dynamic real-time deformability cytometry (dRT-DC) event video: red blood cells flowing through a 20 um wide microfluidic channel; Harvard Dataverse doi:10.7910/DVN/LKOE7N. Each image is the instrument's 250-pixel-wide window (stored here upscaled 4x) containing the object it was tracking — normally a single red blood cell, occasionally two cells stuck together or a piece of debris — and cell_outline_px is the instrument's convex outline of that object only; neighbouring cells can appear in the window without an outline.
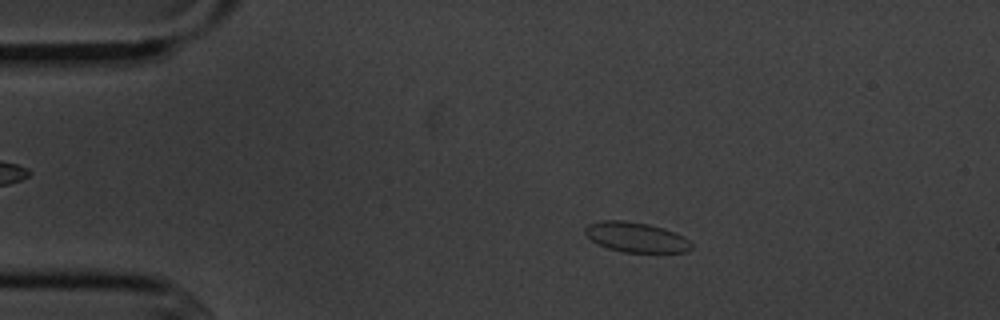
{"species": "common noctule bat (a hibernating species)", "species_latin": "Nyctalus noctula", "temperature_condition": "cold", "stored_images_in_passage": 7, "camera_frame_rate_fps": 3000, "um_per_image_px": 0.085, "animal": {"sex": "male", "body_mass_g": 20.1, "forearm_length_mm": 53.5}, "frame": {"image": 1, "passage_image": 2, "time_ms": 1.0, "image_size_px": [1000, 320], "cell_outline_px": [[692, 248], [688, 252], [624, 252], [608, 248], [592, 240], [584, 232], [584, 228], [588, 224], [600, 220], [624, 220], [648, 224], [664, 228], [684, 236], [692, 244]], "centroid_in_image_um": [54.08, 20.15], "position_along_channel_um": 30.9, "area_um2": 18.55}}
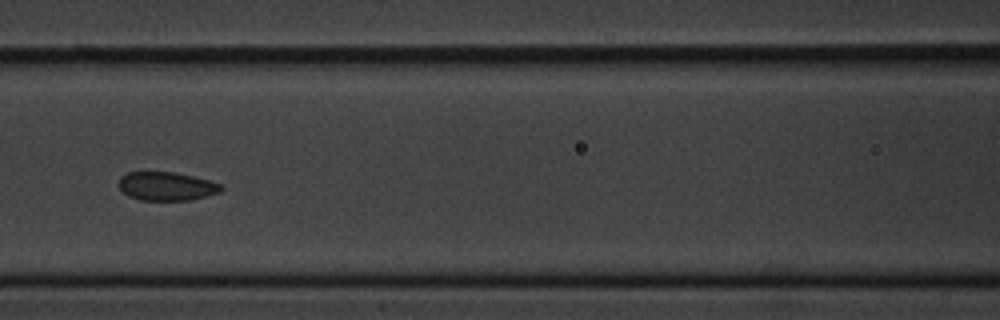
{"frame": {"image": 2, "passage_image": 6, "time_ms": 5.667, "image_size_px": [1000, 320], "cell_outline_px": [[224, 188], [220, 192], [208, 196], [188, 200], [140, 200], [128, 196], [120, 188], [120, 176], [128, 172], [172, 172], [192, 176], [208, 180], [220, 184]], "centroid_in_image_um": [14.16, 15.83], "position_along_channel_um": 152.4, "area_um2": 16.94}}
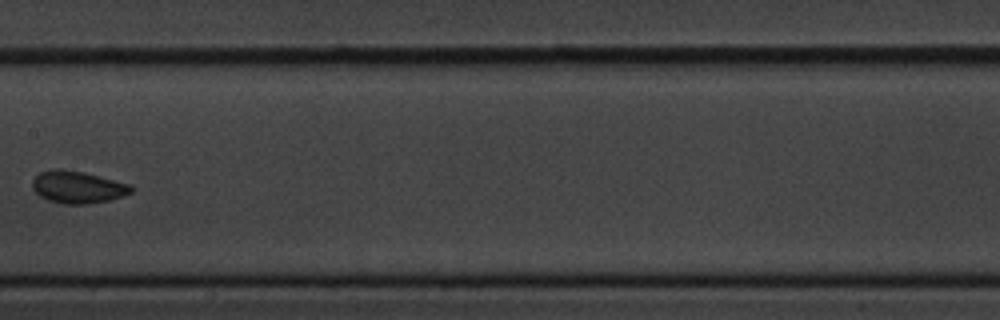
{"frame": {"image": 3, "passage_image": 7, "time_ms": 7.0, "image_size_px": [1000, 320], "cell_outline_px": [[132, 192], [108, 200], [88, 204], [64, 204], [48, 200], [40, 196], [32, 188], [32, 180], [40, 172], [52, 168], [56, 168], [84, 172], [132, 184]], "centroid_in_image_um": [6.58, 15.89], "position_along_channel_um": 200.8, "area_um2": 18.55}}